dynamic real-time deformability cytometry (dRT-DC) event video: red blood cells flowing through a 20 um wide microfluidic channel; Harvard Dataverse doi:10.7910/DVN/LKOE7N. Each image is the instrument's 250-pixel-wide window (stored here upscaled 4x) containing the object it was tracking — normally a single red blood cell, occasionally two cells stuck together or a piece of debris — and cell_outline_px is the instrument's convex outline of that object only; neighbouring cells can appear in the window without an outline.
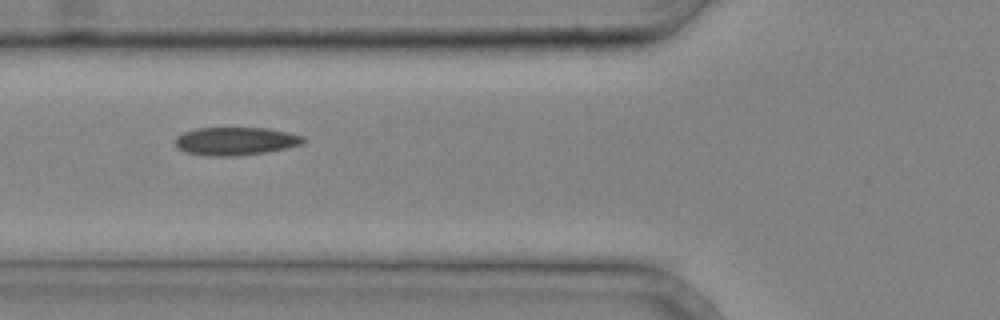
{"species": "common noctule bat (a hibernating species)", "species_latin": "Nyctalus noctula", "temperature_condition": "cold", "stored_images_in_passage": 26, "camera_frame_rate_fps": 3000, "um_per_image_px": 0.085, "animal": {"sex": "male", "body_mass_g": 20.4}, "frame": {"image": 1, "passage_image": 5, "time_ms": 1.333, "image_size_px": [1000, 320], "cell_outline_px": [[304, 144], [268, 152], [240, 156], [208, 156], [184, 152], [176, 148], [176, 136], [184, 132], [196, 128], [268, 128], [304, 136]], "centroid_in_image_um": [20.01, 12.01], "position_along_channel_um": 105.8, "area_um2": 21.15}}
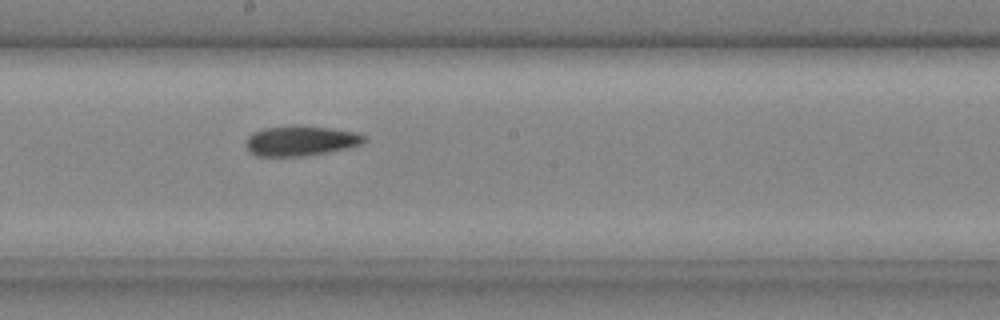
{"frame": {"image": 2, "passage_image": 12, "time_ms": 3.667, "image_size_px": [1000, 320], "cell_outline_px": [[368, 140], [360, 144], [344, 148], [304, 156], [256, 156], [248, 148], [248, 136], [252, 132], [264, 128], [332, 128], [356, 132], [368, 136]], "centroid_in_image_um": [25.61, 11.99], "position_along_channel_um": 222.6, "area_um2": 19.71}}
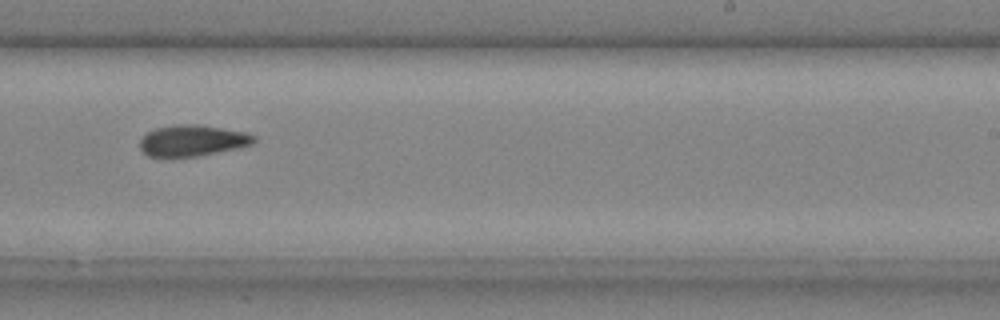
{"frame": {"image": 3, "passage_image": 15, "time_ms": 4.667, "image_size_px": [1000, 320], "cell_outline_px": [[256, 140], [252, 144], [236, 148], [200, 156], [148, 156], [140, 148], [140, 140], [148, 132], [156, 128], [180, 124], [196, 124], [244, 132], [256, 136]], "centroid_in_image_um": [16.36, 11.95], "position_along_channel_um": 272.6, "area_um2": 20.35}}